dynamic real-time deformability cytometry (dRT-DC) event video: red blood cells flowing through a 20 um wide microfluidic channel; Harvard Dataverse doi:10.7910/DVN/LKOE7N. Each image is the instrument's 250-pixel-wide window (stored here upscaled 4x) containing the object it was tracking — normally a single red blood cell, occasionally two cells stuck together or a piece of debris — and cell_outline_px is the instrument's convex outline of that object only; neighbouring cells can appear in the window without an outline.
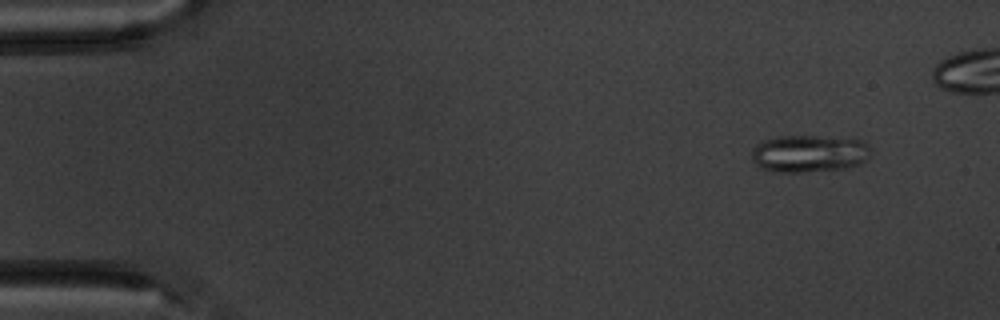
{"species": "common noctule bat (a hibernating species)", "species_latin": "Nyctalus noctula", "temperature_condition": "warm", "stored_images_in_passage": 5, "camera_frame_rate_fps": 3000, "um_per_image_px": 0.085, "animal": {"sex": "male", "body_mass_g": 20.1, "forearm_length_mm": 53.5}, "frame": {"image": 1, "passage_image": 2, "time_ms": 1.0, "image_size_px": [1000, 320], "cell_outline_px": [[868, 160], [864, 164], [844, 168], [804, 172], [780, 172], [760, 168], [752, 160], [752, 148], [756, 144], [764, 140], [780, 136], [816, 136], [860, 140], [868, 148]], "centroid_in_image_um": [68.74, 13.06], "position_along_channel_um": 16.3, "area_um2": 25.72}}